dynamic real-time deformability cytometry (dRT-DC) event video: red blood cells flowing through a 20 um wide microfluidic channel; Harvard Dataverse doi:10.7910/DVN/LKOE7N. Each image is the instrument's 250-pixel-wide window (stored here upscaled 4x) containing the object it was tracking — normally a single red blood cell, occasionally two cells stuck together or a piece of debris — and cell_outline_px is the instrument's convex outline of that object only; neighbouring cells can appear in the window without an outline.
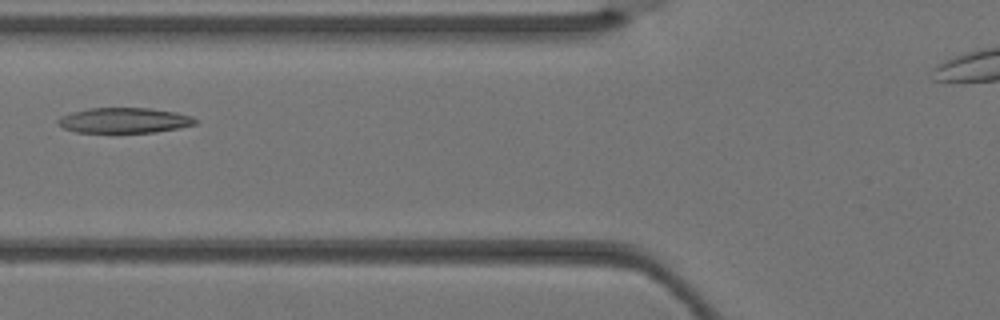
{"species": "Egyptian fruit bat (a non-hibernating species)", "species_latin": "Rousettus aegyptiacus", "temperature_condition": "warm", "stored_images_in_passage": 4, "camera_frame_rate_fps": 3000, "um_per_image_px": 0.085, "animal": {"sex": "female"}, "frame": {"image": 1, "passage_image": 4, "time_ms": 1.0, "image_size_px": [1000, 320], "cell_outline_px": [[196, 124], [156, 132], [76, 132], [64, 128], [56, 120], [60, 116], [72, 112], [88, 108], [148, 108], [176, 112], [192, 116], [196, 120]], "centroid_in_image_um": [10.54, 10.22], "position_along_channel_um": 115.3, "area_um2": 20.06}}